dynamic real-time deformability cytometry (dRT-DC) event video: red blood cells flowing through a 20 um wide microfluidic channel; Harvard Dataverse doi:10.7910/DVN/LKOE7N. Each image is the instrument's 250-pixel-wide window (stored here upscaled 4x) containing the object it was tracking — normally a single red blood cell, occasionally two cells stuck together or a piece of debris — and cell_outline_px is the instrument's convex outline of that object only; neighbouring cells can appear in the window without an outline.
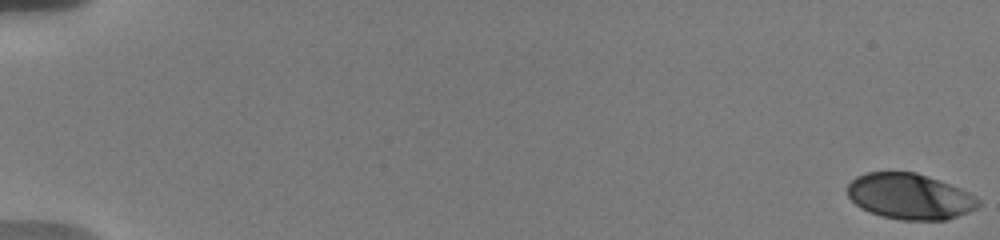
{"species": "human", "species_latin": "Homo sapiens", "temperature_condition": "warm", "stored_images_in_passage": 41, "camera_frame_rate_fps": 3000, "um_per_image_px": 0.085, "donor": {"sex": "male"}, "frame": {"image": 1, "passage_image": 1, "time_ms": 0.0, "image_size_px": [1000, 240], "cell_outline_px": [[980, 204], [976, 208], [968, 212], [948, 220], [900, 220], [880, 216], [860, 208], [848, 196], [848, 184], [856, 176], [868, 172], [916, 172], [960, 188], [976, 196], [980, 200]], "centroid_in_image_um": [77.33, 16.7], "position_along_channel_um": 7.7, "area_um2": 34.97}}
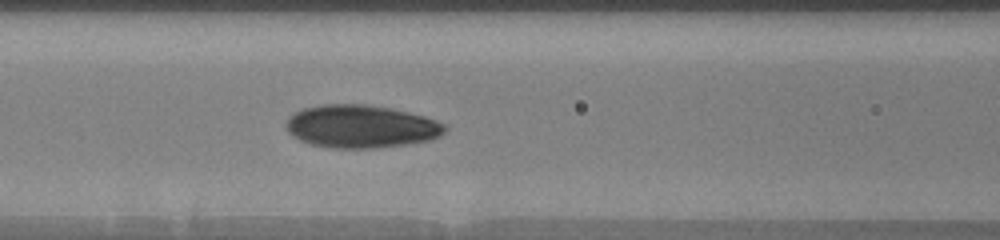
{"frame": {"image": 2, "passage_image": 36, "time_ms": 8.667, "image_size_px": [1000, 240], "cell_outline_px": [[448, 128], [440, 136], [432, 140], [408, 144], [376, 148], [332, 148], [312, 144], [300, 140], [292, 136], [288, 132], [288, 116], [304, 108], [324, 104], [364, 104], [392, 108], [424, 116], [436, 120], [444, 124]], "centroid_in_image_um": [30.72, 10.75], "position_along_channel_um": 135.9, "area_um2": 39.71}}
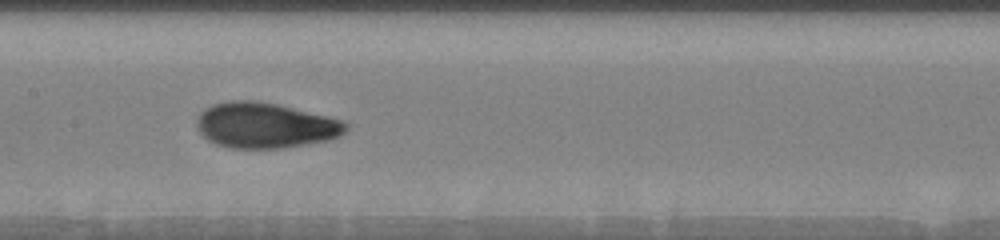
{"frame": {"image": 3, "passage_image": 40, "time_ms": 10.0, "image_size_px": [1000, 240], "cell_outline_px": [[348, 132], [340, 136], [328, 140], [280, 148], [228, 148], [216, 144], [208, 140], [200, 132], [196, 124], [196, 116], [204, 108], [212, 104], [232, 100], [256, 100], [276, 104], [328, 116], [344, 120], [348, 124]], "centroid_in_image_um": [22.54, 10.65], "position_along_channel_um": 184.9, "area_um2": 39.77}}